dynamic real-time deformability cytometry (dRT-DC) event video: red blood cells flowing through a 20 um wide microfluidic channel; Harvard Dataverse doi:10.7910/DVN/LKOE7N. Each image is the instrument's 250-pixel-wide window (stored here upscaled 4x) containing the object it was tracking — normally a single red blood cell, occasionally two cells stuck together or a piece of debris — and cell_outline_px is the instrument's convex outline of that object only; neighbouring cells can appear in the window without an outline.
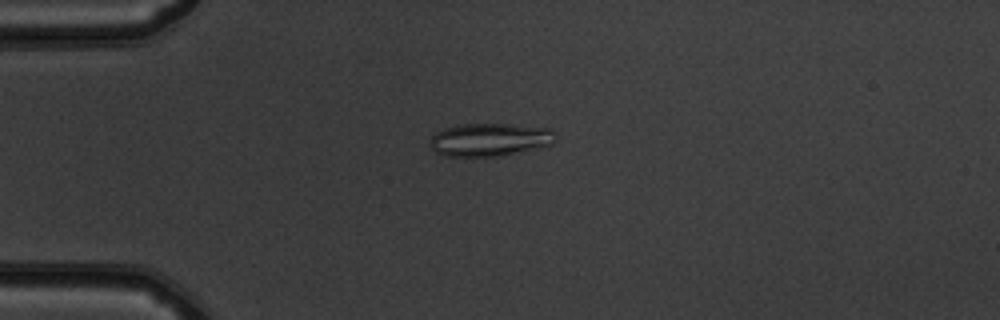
{"species": "common noctule bat (a hibernating species)", "species_latin": "Nyctalus noctula", "temperature_condition": "warm", "stored_images_in_passage": 52, "camera_frame_rate_fps": 3000, "um_per_image_px": 0.085, "animal": {"sex": "male", "body_mass_g": 19.5, "forearm_length_mm": 54.6}, "frame": {"image": 1, "passage_image": 14, "time_ms": 4.333, "image_size_px": [1000, 320], "cell_outline_px": [[556, 140], [552, 144], [536, 148], [500, 156], [444, 156], [436, 152], [432, 148], [432, 136], [436, 132], [444, 128], [464, 124], [508, 124], [552, 128], [556, 136]], "centroid_in_image_um": [41.67, 11.86], "position_along_channel_um": 43.3, "area_um2": 23.99}}
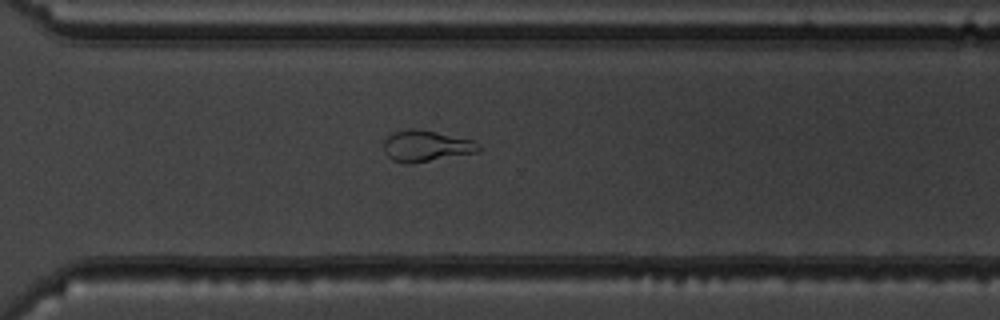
{"frame": {"image": 2, "passage_image": 38, "time_ms": 12.333, "image_size_px": [1000, 320], "cell_outline_px": [[480, 152], [408, 164], [392, 160], [384, 152], [384, 140], [388, 136], [396, 132], [408, 128], [412, 128], [436, 132], [476, 140], [480, 144]], "centroid_in_image_um": [36.26, 12.41], "position_along_channel_um": 334.3, "area_um2": 17.28}}
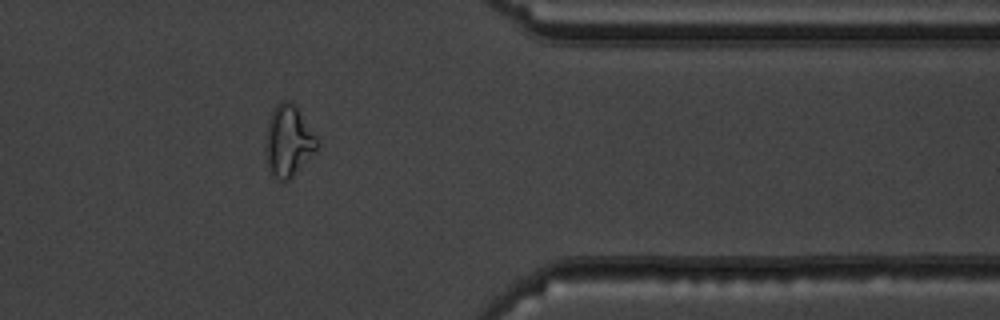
{"frame": {"image": 3, "passage_image": 43, "time_ms": 14.0, "image_size_px": [1000, 320], "cell_outline_px": [[320, 144], [316, 152], [288, 180], [280, 180], [268, 168], [264, 148], [268, 120], [276, 104], [280, 100], [288, 100], [296, 108], [316, 136]], "centroid_in_image_um": [24.5, 11.98], "position_along_channel_um": 386.9, "area_um2": 21.15}, "authors_computed_cell_mechanics": {"area_um2": 21.4438, "velocity_mm_per_s": 3.9487, "shape_relaxation_time_tau1_ms": 9.3785, "shape_relaxation_time_tau2_ms": 2.4328, "deformation_change_tau1": 0.2666, "deformation_change_tau2": 0.0636}}